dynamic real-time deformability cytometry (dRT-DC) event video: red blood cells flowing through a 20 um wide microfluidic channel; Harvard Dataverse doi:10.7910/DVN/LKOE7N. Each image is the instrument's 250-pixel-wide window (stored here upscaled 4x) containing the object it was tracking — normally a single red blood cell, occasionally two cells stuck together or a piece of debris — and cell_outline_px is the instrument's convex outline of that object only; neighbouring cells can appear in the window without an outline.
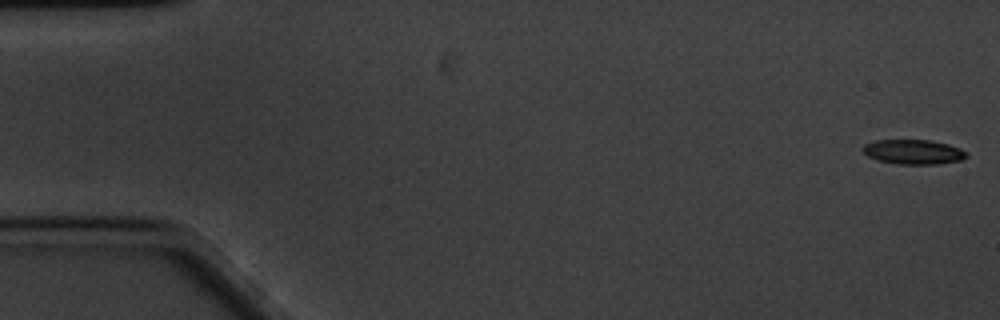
{"species": "common noctule bat (a hibernating species)", "species_latin": "Nyctalus noctula", "temperature_condition": "cold", "stored_images_in_passage": 60, "camera_frame_rate_fps": 3000, "um_per_image_px": 0.085, "animal": {"sex": "male", "body_mass_g": 20.1, "forearm_length_mm": 53.5}, "frame": {"image": 1, "passage_image": 1, "time_ms": 0.0, "image_size_px": [1000, 320], "cell_outline_px": [[968, 156], [960, 160], [936, 164], [900, 164], [880, 160], [868, 156], [860, 148], [864, 144], [876, 140], [928, 140], [948, 144], [960, 148], [968, 152]], "centroid_in_image_um": [77.65, 12.9], "position_along_channel_um": 7.4, "area_um2": 14.8}}
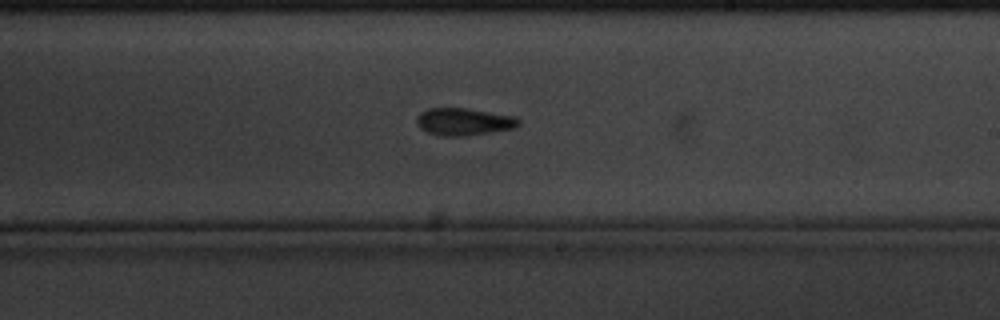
{"frame": {"image": 2, "passage_image": 35, "time_ms": 11.333, "image_size_px": [1000, 320], "cell_outline_px": [[520, 124], [516, 128], [464, 136], [436, 136], [420, 128], [416, 124], [416, 116], [420, 112], [428, 108], [464, 108], [516, 116], [520, 120]], "centroid_in_image_um": [39.4, 10.35], "position_along_channel_um": 249.6, "area_um2": 16.42}}
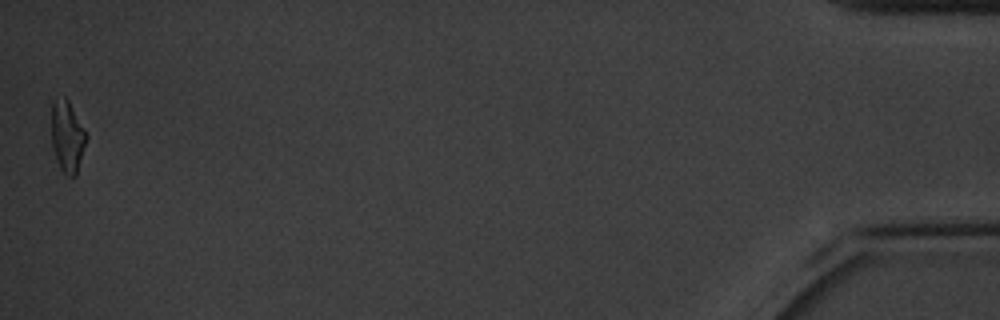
{"frame": {"image": 3, "passage_image": 60, "time_ms": 19.667, "image_size_px": [1000, 320], "cell_outline_px": [[88, 136], [76, 176], [68, 176], [60, 168], [52, 148], [52, 100], [64, 96], [68, 100], [84, 128]], "centroid_in_image_um": [5.73, 11.6], "position_along_channel_um": 429.5, "area_um2": 14.45}, "authors_computed_cell_mechanics": {"area_um2": 15.5482, "velocity_mm_per_s": 3.2963, "shape_relaxation_time_tau1_ms": 3.7187, "shape_relaxation_time_tau2_ms": 7.1221, "deformation_change_tau1": 0.1446, "deformation_change_tau2": 0.1558}}